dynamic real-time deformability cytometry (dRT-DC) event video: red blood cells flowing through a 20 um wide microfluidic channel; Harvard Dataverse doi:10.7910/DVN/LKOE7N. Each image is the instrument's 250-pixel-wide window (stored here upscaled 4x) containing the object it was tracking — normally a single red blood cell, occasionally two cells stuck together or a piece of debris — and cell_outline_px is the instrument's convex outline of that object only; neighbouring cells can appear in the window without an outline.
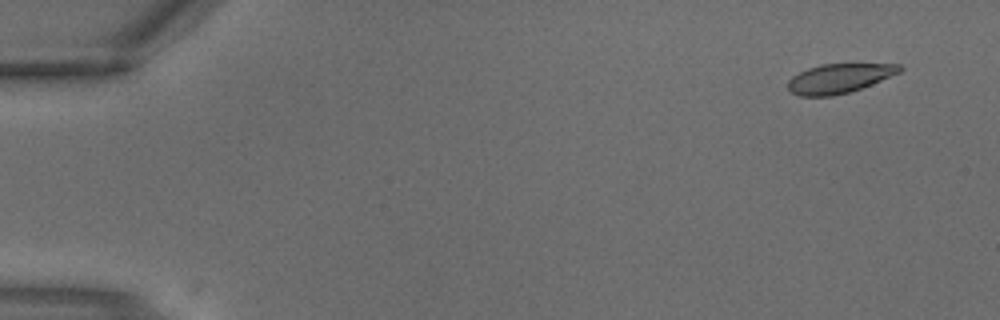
{"species": "common noctule bat (a hibernating species)", "species_latin": "Nyctalus noctula", "temperature_condition": "warm", "stored_images_in_passage": 3, "camera_frame_rate_fps": 3000, "um_per_image_px": 0.085, "animal": {"sex": "male", "body_mass_g": 18.8}, "frame": {"image": 1, "passage_image": 1, "time_ms": 0.0, "image_size_px": [1000, 320], "cell_outline_px": [[904, 68], [900, 72], [872, 84], [848, 92], [832, 96], [800, 96], [792, 92], [788, 88], [788, 80], [792, 76], [808, 68], [820, 64], [900, 64]], "centroid_in_image_um": [71.33, 6.66], "position_along_channel_um": 13.7, "area_um2": 18.96}}
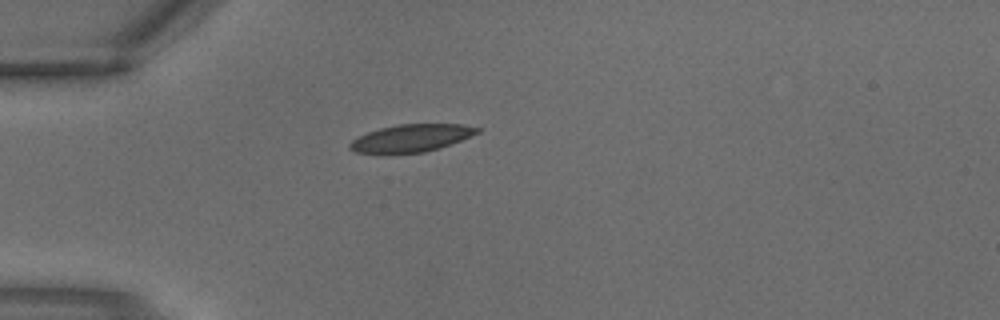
{"frame": {"image": 2, "passage_image": 3, "time_ms": 0.667, "image_size_px": [1000, 320], "cell_outline_px": [[480, 132], [460, 140], [424, 152], [384, 156], [356, 152], [348, 148], [348, 144], [352, 140], [368, 132], [380, 128], [400, 124], [460, 124], [480, 128]], "centroid_in_image_um": [34.86, 11.77], "position_along_channel_um": 50.1, "area_um2": 20.69}}